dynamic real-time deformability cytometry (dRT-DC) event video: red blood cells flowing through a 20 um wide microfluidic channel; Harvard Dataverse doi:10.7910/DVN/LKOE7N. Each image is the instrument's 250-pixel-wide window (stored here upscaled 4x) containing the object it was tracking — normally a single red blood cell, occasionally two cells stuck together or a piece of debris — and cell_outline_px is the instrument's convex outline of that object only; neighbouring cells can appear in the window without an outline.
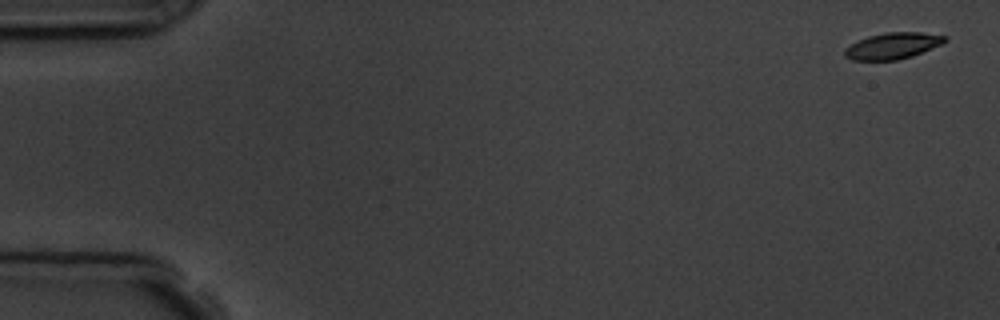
{"species": "common noctule bat (a hibernating species)", "species_latin": "Nyctalus noctula", "temperature_condition": "room temperature", "stored_images_in_passage": 5, "camera_frame_rate_fps": 3000, "um_per_image_px": 0.085, "animal": {"sex": "male", "body_mass_g": 19.5, "forearm_length_mm": 54.6}, "frame": {"image": 1, "passage_image": 1, "time_ms": 0.0, "image_size_px": [1000, 320], "cell_outline_px": [[948, 40], [940, 44], [912, 56], [896, 60], [852, 60], [844, 56], [844, 48], [868, 36], [888, 32], [920, 32], [948, 36]], "centroid_in_image_um": [75.88, 3.89], "position_along_channel_um": 9.1, "area_um2": 15.2}}
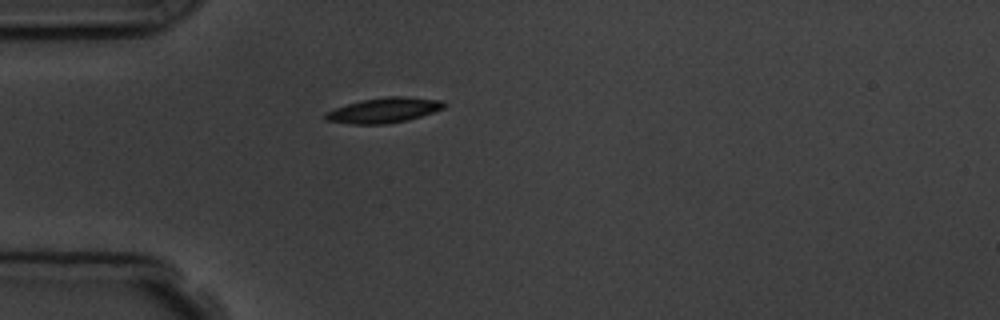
{"frame": {"image": 2, "passage_image": 5, "time_ms": 4.667, "image_size_px": [1000, 320], "cell_outline_px": [[448, 104], [444, 108], [408, 120], [388, 124], [352, 124], [328, 120], [324, 116], [324, 112], [360, 100], [388, 96], [404, 96], [444, 100]], "centroid_in_image_um": [32.68, 9.36], "position_along_channel_um": 52.3, "area_um2": 17.4}}